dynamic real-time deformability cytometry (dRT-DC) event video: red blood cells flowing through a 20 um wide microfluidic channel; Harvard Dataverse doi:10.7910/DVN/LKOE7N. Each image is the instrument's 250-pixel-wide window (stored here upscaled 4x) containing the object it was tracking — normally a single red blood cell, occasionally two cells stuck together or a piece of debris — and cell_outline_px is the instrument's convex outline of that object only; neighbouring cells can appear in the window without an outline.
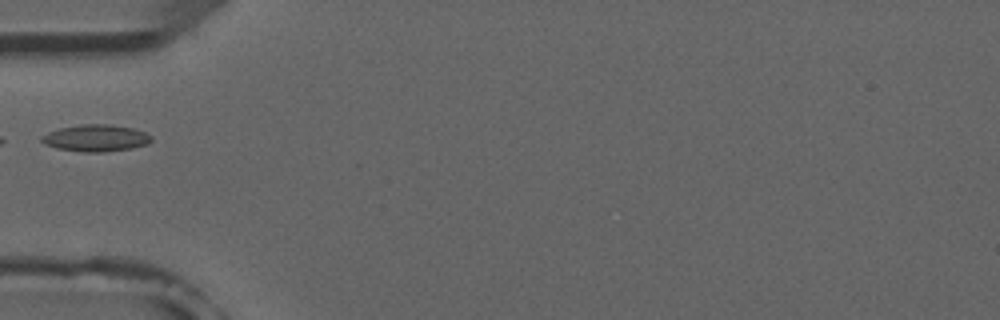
{"species": "common noctule bat (a hibernating species)", "species_latin": "Nyctalus noctula", "temperature_condition": "room temperature", "stored_images_in_passage": 5, "camera_frame_rate_fps": 3000, "um_per_image_px": 0.085, "animal": {"sex": "male", "forearm_length_mm": 52.5}, "frame": {"image": 1, "passage_image": 5, "time_ms": 4.667, "image_size_px": [1000, 320], "cell_outline_px": [[152, 140], [148, 144], [132, 148], [104, 152], [84, 152], [56, 148], [44, 144], [40, 140], [40, 136], [48, 132], [60, 128], [80, 124], [108, 124], [132, 128], [144, 132], [152, 136]], "centroid_in_image_um": [8.13, 11.74], "position_along_channel_um": 76.9, "area_um2": 17.22}}